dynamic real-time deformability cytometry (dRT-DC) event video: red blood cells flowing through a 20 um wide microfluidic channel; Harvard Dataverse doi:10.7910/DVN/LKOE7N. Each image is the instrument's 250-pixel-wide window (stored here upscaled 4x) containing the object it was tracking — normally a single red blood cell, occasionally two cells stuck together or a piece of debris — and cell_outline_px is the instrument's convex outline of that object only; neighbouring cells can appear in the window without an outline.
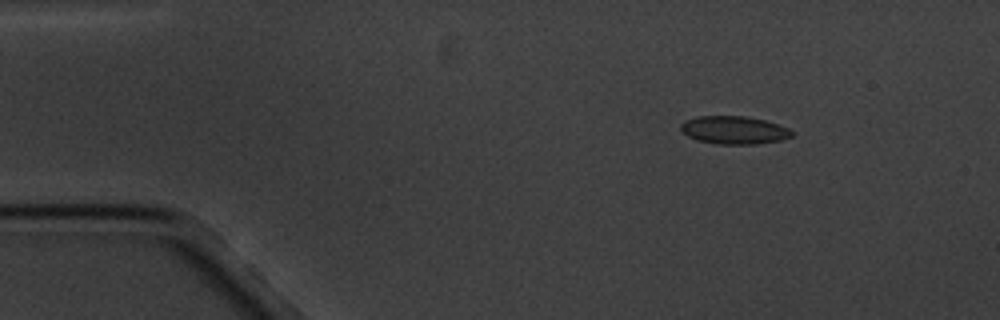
{"species": "common noctule bat (a hibernating species)", "species_latin": "Nyctalus noctula", "temperature_condition": "cold", "stored_images_in_passage": 5, "segment_of_instrument_passage": [1, 2], "camera_frame_rate_fps": 3000, "um_per_image_px": 0.085, "animal": {"sex": "male", "body_mass_g": 20.1, "forearm_length_mm": 53.5}, "frame": {"image": 1, "passage_image": 2, "time_ms": 2.0, "image_size_px": [1000, 320], "cell_outline_px": [[796, 132], [792, 136], [780, 140], [756, 144], [716, 144], [696, 140], [688, 136], [680, 128], [680, 124], [684, 120], [696, 116], [744, 116], [764, 120], [780, 124]], "centroid_in_image_um": [62.4, 11.05], "position_along_channel_um": 22.6, "area_um2": 18.26}}